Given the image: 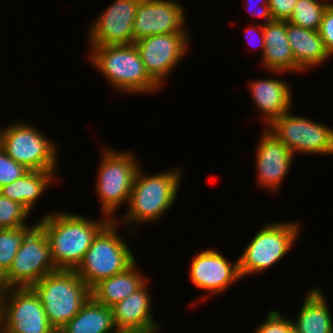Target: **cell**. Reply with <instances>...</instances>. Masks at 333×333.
<instances>
[{"mask_svg": "<svg viewBox=\"0 0 333 333\" xmlns=\"http://www.w3.org/2000/svg\"><path fill=\"white\" fill-rule=\"evenodd\" d=\"M88 219L78 213L52 211L45 213L37 223L45 230L56 269L75 270L81 263L94 237L110 221Z\"/></svg>", "mask_w": 333, "mask_h": 333, "instance_id": "1", "label": "cell"}, {"mask_svg": "<svg viewBox=\"0 0 333 333\" xmlns=\"http://www.w3.org/2000/svg\"><path fill=\"white\" fill-rule=\"evenodd\" d=\"M141 166L136 174L134 184L127 203L126 213L115 221L119 226L131 228L140 224L159 221L170 210L178 199L180 183L182 182V169L171 168L156 174H144ZM127 225V226H125Z\"/></svg>", "mask_w": 333, "mask_h": 333, "instance_id": "2", "label": "cell"}, {"mask_svg": "<svg viewBox=\"0 0 333 333\" xmlns=\"http://www.w3.org/2000/svg\"><path fill=\"white\" fill-rule=\"evenodd\" d=\"M91 67L104 76L114 89L130 95L159 92L161 89L146 72L135 44L88 47ZM121 91V92H120Z\"/></svg>", "mask_w": 333, "mask_h": 333, "instance_id": "3", "label": "cell"}, {"mask_svg": "<svg viewBox=\"0 0 333 333\" xmlns=\"http://www.w3.org/2000/svg\"><path fill=\"white\" fill-rule=\"evenodd\" d=\"M94 191L101 204L102 215L110 220L117 218L116 211L124 203L127 206L138 169L141 167L135 153L118 151L106 147L102 149Z\"/></svg>", "mask_w": 333, "mask_h": 333, "instance_id": "4", "label": "cell"}, {"mask_svg": "<svg viewBox=\"0 0 333 333\" xmlns=\"http://www.w3.org/2000/svg\"><path fill=\"white\" fill-rule=\"evenodd\" d=\"M31 288L39 296L47 319L56 331L70 321L91 297V288L75 270L57 269Z\"/></svg>", "mask_w": 333, "mask_h": 333, "instance_id": "5", "label": "cell"}, {"mask_svg": "<svg viewBox=\"0 0 333 333\" xmlns=\"http://www.w3.org/2000/svg\"><path fill=\"white\" fill-rule=\"evenodd\" d=\"M117 226L115 220H110L98 232L75 269L90 288L102 279L124 272L137 261Z\"/></svg>", "mask_w": 333, "mask_h": 333, "instance_id": "6", "label": "cell"}, {"mask_svg": "<svg viewBox=\"0 0 333 333\" xmlns=\"http://www.w3.org/2000/svg\"><path fill=\"white\" fill-rule=\"evenodd\" d=\"M301 226L298 221L266 222L238 257L241 277L262 273L281 262L298 240Z\"/></svg>", "mask_w": 333, "mask_h": 333, "instance_id": "7", "label": "cell"}, {"mask_svg": "<svg viewBox=\"0 0 333 333\" xmlns=\"http://www.w3.org/2000/svg\"><path fill=\"white\" fill-rule=\"evenodd\" d=\"M35 125L15 121L0 129V147L28 170L58 171L59 145Z\"/></svg>", "mask_w": 333, "mask_h": 333, "instance_id": "8", "label": "cell"}, {"mask_svg": "<svg viewBox=\"0 0 333 333\" xmlns=\"http://www.w3.org/2000/svg\"><path fill=\"white\" fill-rule=\"evenodd\" d=\"M292 109L275 119L267 129L297 156L333 155V127L313 121L303 115H293Z\"/></svg>", "mask_w": 333, "mask_h": 333, "instance_id": "9", "label": "cell"}, {"mask_svg": "<svg viewBox=\"0 0 333 333\" xmlns=\"http://www.w3.org/2000/svg\"><path fill=\"white\" fill-rule=\"evenodd\" d=\"M56 270L45 230L37 223L27 233L3 280L7 288L31 287Z\"/></svg>", "mask_w": 333, "mask_h": 333, "instance_id": "10", "label": "cell"}, {"mask_svg": "<svg viewBox=\"0 0 333 333\" xmlns=\"http://www.w3.org/2000/svg\"><path fill=\"white\" fill-rule=\"evenodd\" d=\"M0 333H57L31 287H10L2 300Z\"/></svg>", "mask_w": 333, "mask_h": 333, "instance_id": "11", "label": "cell"}, {"mask_svg": "<svg viewBox=\"0 0 333 333\" xmlns=\"http://www.w3.org/2000/svg\"><path fill=\"white\" fill-rule=\"evenodd\" d=\"M190 33L156 34L134 42L146 72L160 87L189 51Z\"/></svg>", "mask_w": 333, "mask_h": 333, "instance_id": "12", "label": "cell"}, {"mask_svg": "<svg viewBox=\"0 0 333 333\" xmlns=\"http://www.w3.org/2000/svg\"><path fill=\"white\" fill-rule=\"evenodd\" d=\"M190 264V281L197 289L209 293L201 295L202 298L196 299V301L194 300V304H192L194 307L201 300L204 302L211 296L226 293V290L242 279L239 271V259L234 262L229 261L221 251L214 248L205 249L195 254Z\"/></svg>", "mask_w": 333, "mask_h": 333, "instance_id": "13", "label": "cell"}, {"mask_svg": "<svg viewBox=\"0 0 333 333\" xmlns=\"http://www.w3.org/2000/svg\"><path fill=\"white\" fill-rule=\"evenodd\" d=\"M141 0H114L92 21L86 40L89 47L133 44V25Z\"/></svg>", "mask_w": 333, "mask_h": 333, "instance_id": "14", "label": "cell"}, {"mask_svg": "<svg viewBox=\"0 0 333 333\" xmlns=\"http://www.w3.org/2000/svg\"><path fill=\"white\" fill-rule=\"evenodd\" d=\"M177 0H141L133 25V44L156 34L190 33L186 9Z\"/></svg>", "mask_w": 333, "mask_h": 333, "instance_id": "15", "label": "cell"}, {"mask_svg": "<svg viewBox=\"0 0 333 333\" xmlns=\"http://www.w3.org/2000/svg\"><path fill=\"white\" fill-rule=\"evenodd\" d=\"M256 144V186L276 194L293 164L294 154L272 132L263 127Z\"/></svg>", "mask_w": 333, "mask_h": 333, "instance_id": "16", "label": "cell"}, {"mask_svg": "<svg viewBox=\"0 0 333 333\" xmlns=\"http://www.w3.org/2000/svg\"><path fill=\"white\" fill-rule=\"evenodd\" d=\"M147 280L126 299L111 307L117 329H133L141 333H159L160 324L152 313V299Z\"/></svg>", "mask_w": 333, "mask_h": 333, "instance_id": "17", "label": "cell"}, {"mask_svg": "<svg viewBox=\"0 0 333 333\" xmlns=\"http://www.w3.org/2000/svg\"><path fill=\"white\" fill-rule=\"evenodd\" d=\"M248 86L265 128L293 107V88L287 81L277 77L254 79Z\"/></svg>", "mask_w": 333, "mask_h": 333, "instance_id": "18", "label": "cell"}, {"mask_svg": "<svg viewBox=\"0 0 333 333\" xmlns=\"http://www.w3.org/2000/svg\"><path fill=\"white\" fill-rule=\"evenodd\" d=\"M265 50L260 66L272 74L303 71L296 65L286 33V21L273 20L263 25ZM266 68V69H265Z\"/></svg>", "mask_w": 333, "mask_h": 333, "instance_id": "19", "label": "cell"}, {"mask_svg": "<svg viewBox=\"0 0 333 333\" xmlns=\"http://www.w3.org/2000/svg\"><path fill=\"white\" fill-rule=\"evenodd\" d=\"M322 291L314 285L306 292L296 319H292L293 333H333L332 314Z\"/></svg>", "mask_w": 333, "mask_h": 333, "instance_id": "20", "label": "cell"}, {"mask_svg": "<svg viewBox=\"0 0 333 333\" xmlns=\"http://www.w3.org/2000/svg\"><path fill=\"white\" fill-rule=\"evenodd\" d=\"M286 33L295 63L303 72L330 59L318 30H309L286 21Z\"/></svg>", "mask_w": 333, "mask_h": 333, "instance_id": "21", "label": "cell"}, {"mask_svg": "<svg viewBox=\"0 0 333 333\" xmlns=\"http://www.w3.org/2000/svg\"><path fill=\"white\" fill-rule=\"evenodd\" d=\"M137 266L136 261L124 272L100 280L91 288V297L109 308L126 299L148 280Z\"/></svg>", "mask_w": 333, "mask_h": 333, "instance_id": "22", "label": "cell"}, {"mask_svg": "<svg viewBox=\"0 0 333 333\" xmlns=\"http://www.w3.org/2000/svg\"><path fill=\"white\" fill-rule=\"evenodd\" d=\"M58 171L29 170L21 178L0 188V193L23 205L30 213L42 195L55 182ZM56 178V179H55Z\"/></svg>", "mask_w": 333, "mask_h": 333, "instance_id": "23", "label": "cell"}, {"mask_svg": "<svg viewBox=\"0 0 333 333\" xmlns=\"http://www.w3.org/2000/svg\"><path fill=\"white\" fill-rule=\"evenodd\" d=\"M115 328L111 308L90 297L57 333H110Z\"/></svg>", "mask_w": 333, "mask_h": 333, "instance_id": "24", "label": "cell"}, {"mask_svg": "<svg viewBox=\"0 0 333 333\" xmlns=\"http://www.w3.org/2000/svg\"><path fill=\"white\" fill-rule=\"evenodd\" d=\"M332 0H298L287 20L291 24L309 30H318L327 8Z\"/></svg>", "mask_w": 333, "mask_h": 333, "instance_id": "25", "label": "cell"}, {"mask_svg": "<svg viewBox=\"0 0 333 333\" xmlns=\"http://www.w3.org/2000/svg\"><path fill=\"white\" fill-rule=\"evenodd\" d=\"M37 224L19 228H0V274L3 276L14 260L27 233Z\"/></svg>", "mask_w": 333, "mask_h": 333, "instance_id": "26", "label": "cell"}, {"mask_svg": "<svg viewBox=\"0 0 333 333\" xmlns=\"http://www.w3.org/2000/svg\"><path fill=\"white\" fill-rule=\"evenodd\" d=\"M29 215L30 212L23 205L0 193V228H19L30 225L27 223Z\"/></svg>", "mask_w": 333, "mask_h": 333, "instance_id": "27", "label": "cell"}, {"mask_svg": "<svg viewBox=\"0 0 333 333\" xmlns=\"http://www.w3.org/2000/svg\"><path fill=\"white\" fill-rule=\"evenodd\" d=\"M253 333H293L292 319L277 309H270Z\"/></svg>", "mask_w": 333, "mask_h": 333, "instance_id": "28", "label": "cell"}, {"mask_svg": "<svg viewBox=\"0 0 333 333\" xmlns=\"http://www.w3.org/2000/svg\"><path fill=\"white\" fill-rule=\"evenodd\" d=\"M29 170L10 158L0 147V188L21 178Z\"/></svg>", "mask_w": 333, "mask_h": 333, "instance_id": "29", "label": "cell"}, {"mask_svg": "<svg viewBox=\"0 0 333 333\" xmlns=\"http://www.w3.org/2000/svg\"><path fill=\"white\" fill-rule=\"evenodd\" d=\"M318 32L324 41L329 57H333V3L325 11Z\"/></svg>", "mask_w": 333, "mask_h": 333, "instance_id": "30", "label": "cell"}, {"mask_svg": "<svg viewBox=\"0 0 333 333\" xmlns=\"http://www.w3.org/2000/svg\"><path fill=\"white\" fill-rule=\"evenodd\" d=\"M298 0H269V9L273 20L287 21Z\"/></svg>", "mask_w": 333, "mask_h": 333, "instance_id": "31", "label": "cell"}, {"mask_svg": "<svg viewBox=\"0 0 333 333\" xmlns=\"http://www.w3.org/2000/svg\"><path fill=\"white\" fill-rule=\"evenodd\" d=\"M246 6L248 7V9L251 12V16L253 17H257V18H262L263 21V25L273 21L271 13H270V9H269V0H247ZM252 6V7H251ZM254 6L259 7L257 11H254L252 8H254ZM248 10V11H249ZM253 10V11H252Z\"/></svg>", "mask_w": 333, "mask_h": 333, "instance_id": "32", "label": "cell"}, {"mask_svg": "<svg viewBox=\"0 0 333 333\" xmlns=\"http://www.w3.org/2000/svg\"><path fill=\"white\" fill-rule=\"evenodd\" d=\"M257 33V36H254V34L256 35V33ZM246 39H247V44H249V46H251L252 47V43L254 42V39L256 40V42L258 41V39H259V41H258V45H259V47L257 46V48H256V42H254L255 44V50L256 49H260V52H261V57H262V55H263V53H264V50H265V42H264V32H263V24L261 23V24H258V25H252V26H249L247 29H246ZM253 33V34H252ZM249 36H250V38H249ZM254 36V37H253ZM258 37V38H257ZM252 38H253V40H252ZM253 42H252V41ZM251 42V43H250Z\"/></svg>", "mask_w": 333, "mask_h": 333, "instance_id": "33", "label": "cell"}, {"mask_svg": "<svg viewBox=\"0 0 333 333\" xmlns=\"http://www.w3.org/2000/svg\"><path fill=\"white\" fill-rule=\"evenodd\" d=\"M110 333H141V332L135 331L133 329H117V328H115Z\"/></svg>", "mask_w": 333, "mask_h": 333, "instance_id": "34", "label": "cell"}, {"mask_svg": "<svg viewBox=\"0 0 333 333\" xmlns=\"http://www.w3.org/2000/svg\"><path fill=\"white\" fill-rule=\"evenodd\" d=\"M6 289L7 287L4 283L3 276L0 274V294H5Z\"/></svg>", "mask_w": 333, "mask_h": 333, "instance_id": "35", "label": "cell"}, {"mask_svg": "<svg viewBox=\"0 0 333 333\" xmlns=\"http://www.w3.org/2000/svg\"><path fill=\"white\" fill-rule=\"evenodd\" d=\"M5 294H0V319H1V309H2V300Z\"/></svg>", "mask_w": 333, "mask_h": 333, "instance_id": "36", "label": "cell"}]
</instances>
